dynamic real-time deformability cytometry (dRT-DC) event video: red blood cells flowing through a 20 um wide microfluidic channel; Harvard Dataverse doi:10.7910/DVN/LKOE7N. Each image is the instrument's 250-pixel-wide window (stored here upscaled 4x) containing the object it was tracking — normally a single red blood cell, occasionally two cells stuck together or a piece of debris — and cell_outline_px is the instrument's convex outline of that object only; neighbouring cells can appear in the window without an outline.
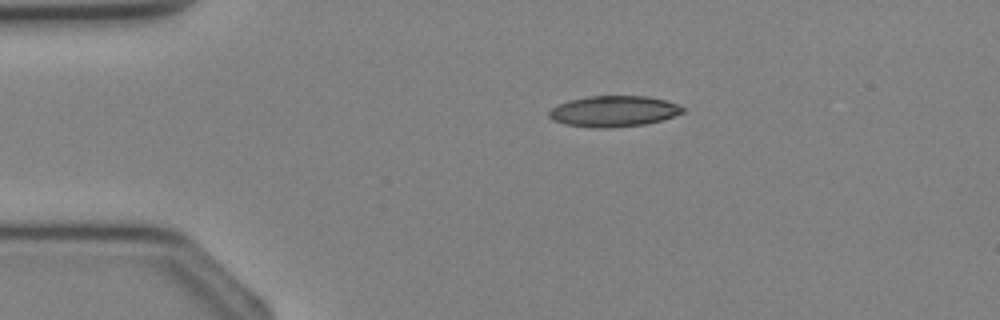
{"species": "Egyptian fruit bat (a non-hibernating species)", "species_latin": "Rousettus aegyptiacus", "temperature_condition": "cold", "stored_images_in_passage": 28, "camera_frame_rate_fps": 3000, "um_per_image_px": 0.085, "animal": {"sex": "female"}, "frame": {"image": 1, "passage_image": 1, "time_ms": 0.0, "image_size_px": [1000, 320], "cell_outline_px": [[684, 112], [660, 120], [644, 124], [608, 128], [592, 128], [564, 124], [552, 120], [548, 116], [548, 112], [552, 108], [568, 100], [588, 96], [648, 96], [680, 104], [684, 108]], "centroid_in_image_um": [52.14, 9.45], "position_along_channel_um": 32.9, "area_um2": 24.1}}
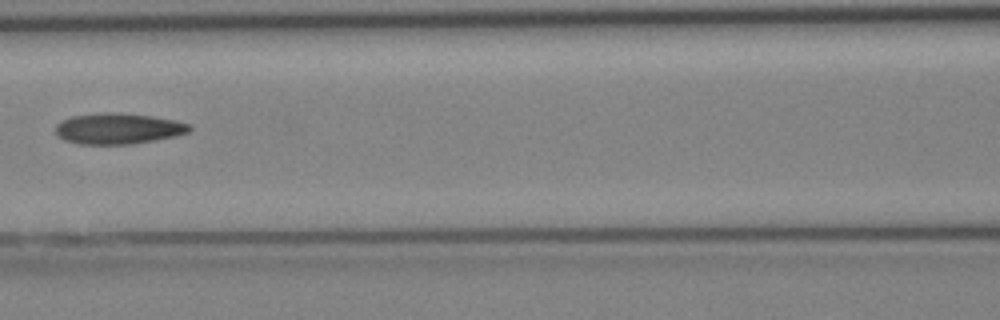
{"frame": {"image": 2, "passage_image": 10, "time_ms": 3.0, "image_size_px": [1000, 320], "cell_outline_px": [[192, 128], [188, 132], [176, 136], [132, 144], [80, 144], [64, 140], [56, 136], [56, 124], [60, 120], [72, 116], [104, 112], [108, 112], [152, 116], [176, 120], [192, 124]], "centroid_in_image_um": [10.04, 10.93], "position_along_channel_um": 156.6, "area_um2": 24.22}}
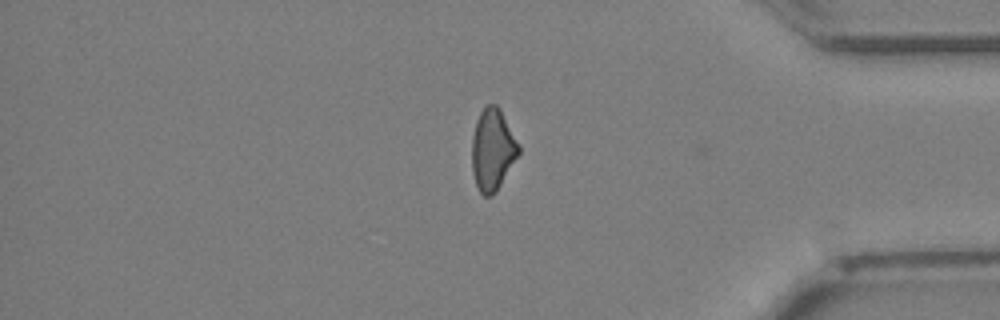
{"frame": {"image": 3, "passage_image": 24, "time_ms": 7.667, "image_size_px": [1000, 320], "cell_outline_px": [[520, 152], [496, 192], [492, 196], [484, 196], [480, 192], [476, 184], [472, 172], [472, 136], [476, 120], [480, 112], [488, 104], [496, 104], [500, 108], [520, 144]], "centroid_in_image_um": [41.87, 12.71], "position_along_channel_um": 393.3, "area_um2": 22.37}}